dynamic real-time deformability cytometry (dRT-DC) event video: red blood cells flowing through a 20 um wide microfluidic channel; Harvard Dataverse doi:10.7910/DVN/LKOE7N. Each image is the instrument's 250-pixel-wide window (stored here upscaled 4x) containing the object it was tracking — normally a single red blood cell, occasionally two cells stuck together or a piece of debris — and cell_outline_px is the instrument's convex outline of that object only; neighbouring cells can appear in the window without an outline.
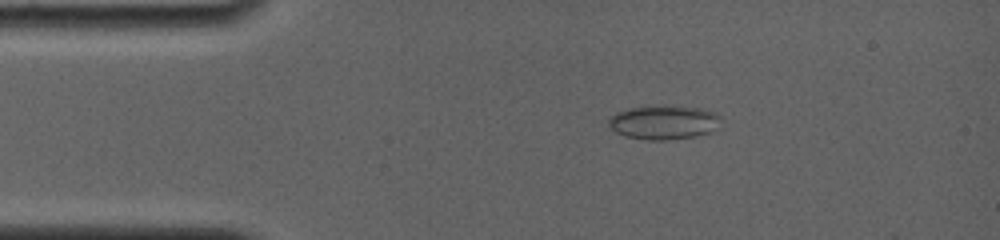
{"species": "common noctule bat (a hibernating species)", "species_latin": "Nyctalus noctula", "temperature_condition": "room temperature", "stored_images_in_passage": 12, "camera_frame_rate_fps": 4000, "um_per_image_px": 0.085, "animal": {"sex": "female", "body_mass_g": 19.0, "forearm_length_mm": 56.7}, "frame": {"image": 1, "passage_image": 6, "time_ms": 1.25, "image_size_px": [1000, 240], "cell_outline_px": [[720, 128], [696, 136], [664, 140], [648, 140], [624, 136], [616, 132], [608, 124], [608, 120], [616, 112], [628, 108], [644, 104], [664, 104], [700, 108], [716, 112], [720, 116]], "centroid_in_image_um": [56.42, 10.36], "position_along_channel_um": 28.6, "area_um2": 22.95}}
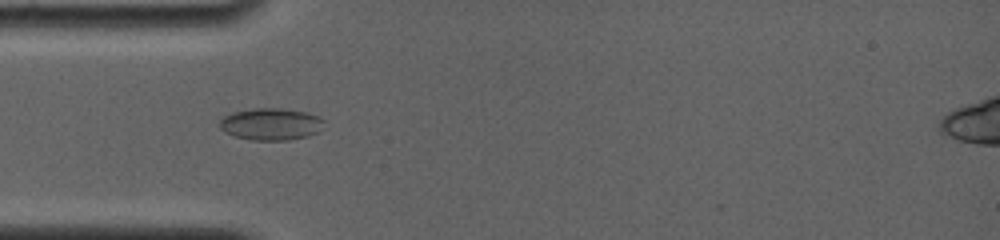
{"frame": {"image": 2, "passage_image": 9, "time_ms": 3.25, "image_size_px": [1000, 240], "cell_outline_px": [[324, 120], [320, 132], [308, 136], [288, 140], [252, 140], [236, 136], [224, 132], [220, 128], [220, 120], [224, 116], [232, 112], [252, 108], [280, 108], [308, 112]], "centroid_in_image_um": [23.03, 10.54], "position_along_channel_um": 62.0, "area_um2": 19.54}}
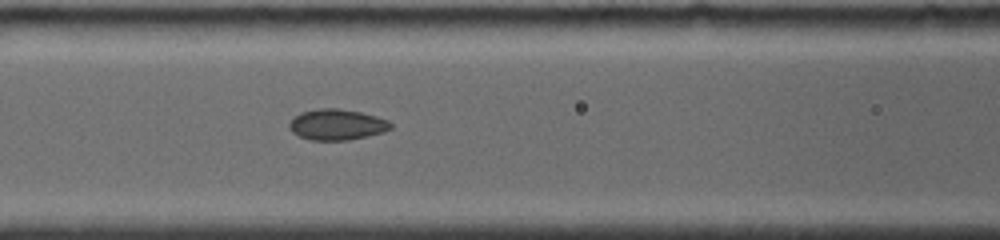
{"frame": {"image": 3, "passage_image": 12, "time_ms": 5.25, "image_size_px": [1000, 240], "cell_outline_px": [[392, 128], [384, 132], [368, 136], [348, 140], [308, 140], [296, 136], [288, 128], [288, 124], [292, 116], [300, 112], [316, 108], [336, 108], [360, 112], [376, 116], [388, 120], [392, 124]], "centroid_in_image_um": [28.58, 10.59], "position_along_channel_um": 138.0, "area_um2": 18.61}}